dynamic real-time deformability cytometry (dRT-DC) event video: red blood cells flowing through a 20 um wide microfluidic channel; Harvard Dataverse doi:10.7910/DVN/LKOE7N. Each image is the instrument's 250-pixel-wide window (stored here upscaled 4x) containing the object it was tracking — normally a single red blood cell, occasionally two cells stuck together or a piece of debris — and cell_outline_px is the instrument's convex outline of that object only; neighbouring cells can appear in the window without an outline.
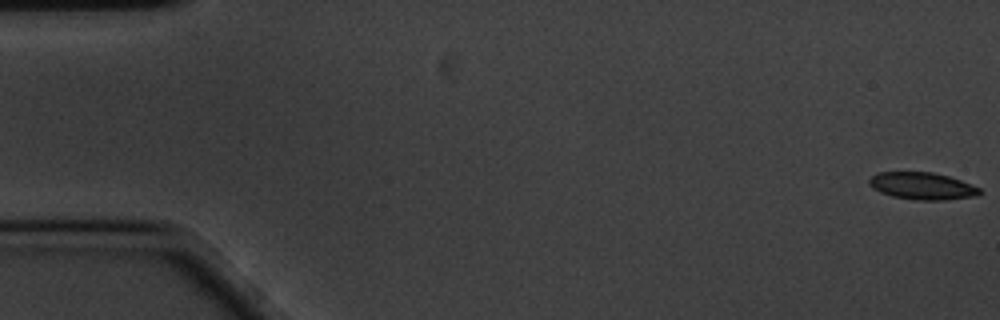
{"species": "common noctule bat (a hibernating species)", "species_latin": "Nyctalus noctula", "temperature_condition": "cold", "stored_images_in_passage": 60, "camera_frame_rate_fps": 3000, "um_per_image_px": 0.085, "animal": {"sex": "male", "body_mass_g": 20.1, "forearm_length_mm": 53.5}, "frame": {"image": 1, "passage_image": 1, "time_ms": 0.0, "image_size_px": [1000, 320], "cell_outline_px": [[984, 192], [976, 196], [944, 200], [916, 200], [892, 196], [880, 192], [872, 188], [868, 184], [868, 180], [872, 176], [880, 172], [932, 172], [948, 176], [960, 180], [980, 188]], "centroid_in_image_um": [78.39, 15.81], "position_along_channel_um": 6.6, "area_um2": 17.51}}
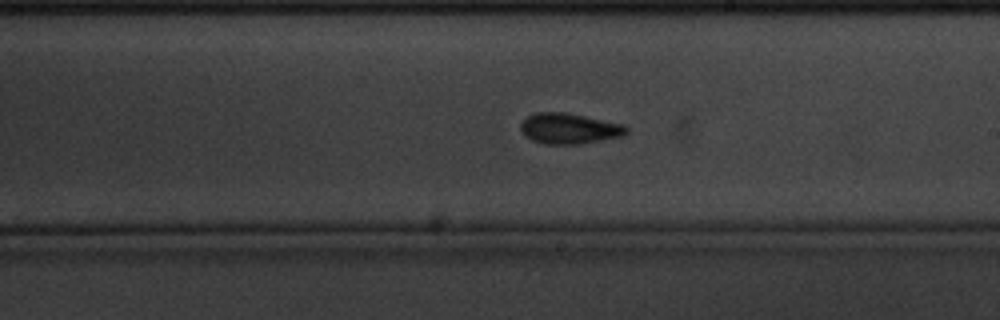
{"frame": {"image": 2, "passage_image": 34, "time_ms": 11.0, "image_size_px": [1000, 320], "cell_outline_px": [[628, 132], [624, 136], [580, 144], [544, 144], [532, 140], [524, 136], [520, 128], [520, 124], [532, 112], [564, 112], [624, 124], [628, 128]], "centroid_in_image_um": [48.38, 10.93], "position_along_channel_um": 240.6, "area_um2": 19.02}}
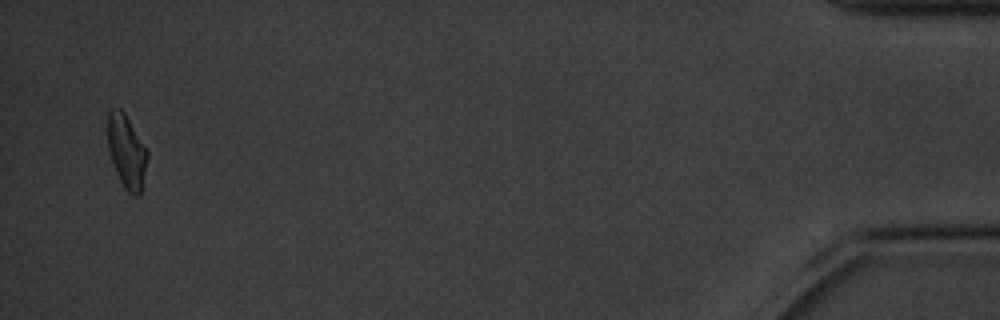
{"frame": {"image": 3, "passage_image": 58, "time_ms": 19.0, "image_size_px": [1000, 320], "cell_outline_px": [[148, 156], [140, 192], [136, 196], [132, 196], [124, 188], [116, 172], [108, 152], [108, 112], [112, 108], [120, 108], [124, 112], [148, 152]], "centroid_in_image_um": [10.74, 12.87], "position_along_channel_um": 424.5, "area_um2": 16.7}, "authors_computed_cell_mechanics": {"area_um2": 17.9758, "velocity_mm_per_s": 3.3632, "shape_relaxation_time_tau1_ms": 3.7126, "shape_relaxation_time_tau2_ms": 2.3835, "deformation_change_tau1": 0.0832, "deformation_change_tau2": 0.0769}}